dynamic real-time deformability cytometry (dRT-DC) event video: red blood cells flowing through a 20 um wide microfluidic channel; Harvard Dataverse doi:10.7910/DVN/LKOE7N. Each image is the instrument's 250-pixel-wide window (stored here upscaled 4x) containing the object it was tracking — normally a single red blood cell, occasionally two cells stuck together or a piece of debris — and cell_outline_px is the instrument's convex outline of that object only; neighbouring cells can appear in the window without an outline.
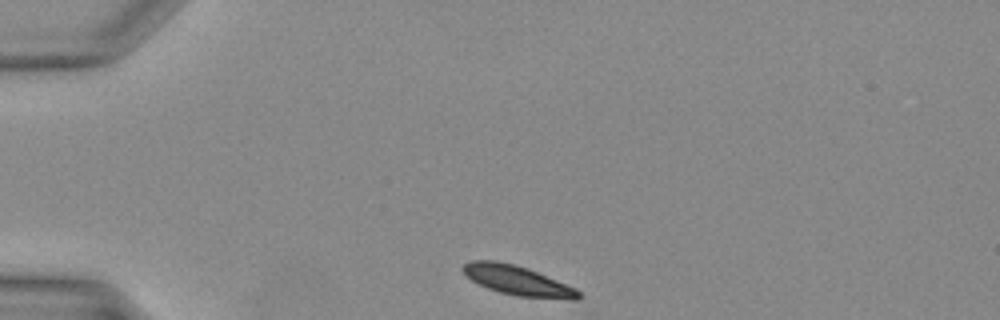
{"species": "Egyptian fruit bat (a non-hibernating species)", "species_latin": "Rousettus aegyptiacus", "temperature_condition": "warm", "stored_images_in_passage": 31, "camera_frame_rate_fps": 3000, "um_per_image_px": 0.085, "animal": {"sex": "female"}, "frame": {"image": 1, "passage_image": 1, "time_ms": 0.0, "image_size_px": [1000, 320], "cell_outline_px": [[580, 296], [576, 300], [572, 300], [516, 296], [500, 292], [488, 288], [472, 280], [460, 268], [464, 264], [472, 260], [496, 260], [528, 268], [576, 288], [580, 292]], "centroid_in_image_um": [44.01, 23.84], "position_along_channel_um": 41.0, "area_um2": 19.83}}
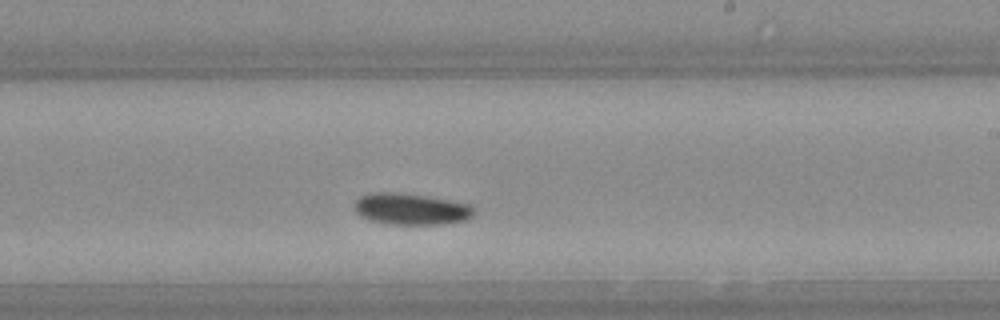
{"frame": {"image": 2, "passage_image": 16, "time_ms": 5.0, "image_size_px": [1000, 320], "cell_outline_px": [[476, 212], [472, 216], [464, 220], [444, 224], [388, 224], [372, 220], [360, 216], [352, 208], [352, 204], [360, 196], [376, 192], [392, 192], [424, 196], [448, 200], [468, 204]], "centroid_in_image_um": [34.88, 17.77], "position_along_channel_um": 254.1, "area_um2": 21.73}}
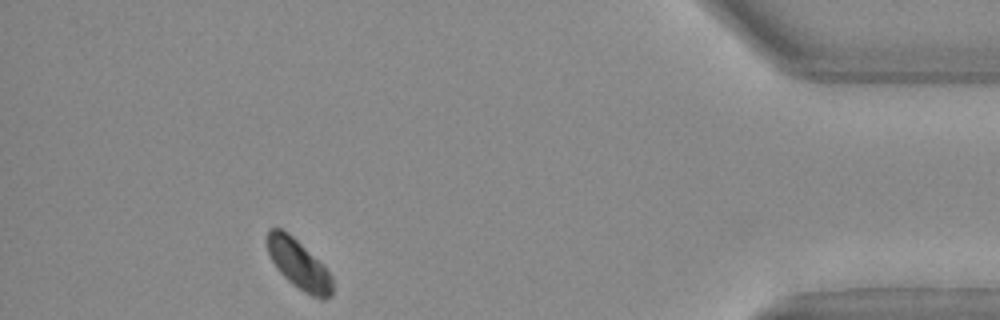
{"frame": {"image": 3, "passage_image": 28, "time_ms": 9.0, "image_size_px": [1000, 320], "cell_outline_px": [[332, 296], [324, 300], [320, 300], [304, 292], [292, 284], [276, 268], [268, 252], [268, 232], [272, 228], [280, 228], [288, 232], [332, 276]], "centroid_in_image_um": [25.39, 22.53], "position_along_channel_um": 409.8, "area_um2": 18.15}}